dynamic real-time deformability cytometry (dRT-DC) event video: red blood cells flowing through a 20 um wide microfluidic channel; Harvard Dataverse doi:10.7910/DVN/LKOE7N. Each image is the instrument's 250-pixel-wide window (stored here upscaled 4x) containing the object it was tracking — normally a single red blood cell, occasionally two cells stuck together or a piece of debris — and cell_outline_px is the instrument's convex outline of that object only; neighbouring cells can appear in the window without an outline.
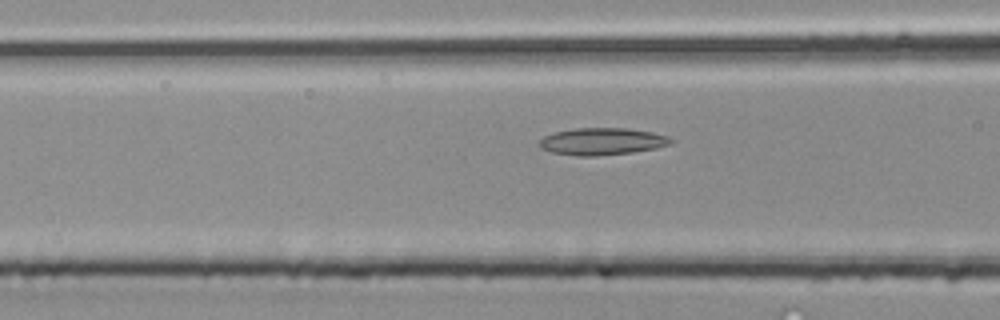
{"species": "common noctule bat (a hibernating species)", "species_latin": "Nyctalus noctula", "temperature_condition": "room temperature", "stored_images_in_passage": 4, "camera_frame_rate_fps": 3000, "um_per_image_px": 0.085, "animal": {"sex": "male", "body_mass_g": 20.4}, "frame": {"image": 1, "passage_image": 4, "time_ms": 1.0, "image_size_px": [1000, 320], "cell_outline_px": [[672, 140], [668, 144], [656, 148], [632, 152], [596, 156], [580, 156], [552, 152], [540, 148], [540, 140], [544, 136], [556, 132], [576, 128], [628, 128], [652, 132], [668, 136]], "centroid_in_image_um": [51.17, 12.02], "position_along_channel_um": 115.4, "area_um2": 20.52}}